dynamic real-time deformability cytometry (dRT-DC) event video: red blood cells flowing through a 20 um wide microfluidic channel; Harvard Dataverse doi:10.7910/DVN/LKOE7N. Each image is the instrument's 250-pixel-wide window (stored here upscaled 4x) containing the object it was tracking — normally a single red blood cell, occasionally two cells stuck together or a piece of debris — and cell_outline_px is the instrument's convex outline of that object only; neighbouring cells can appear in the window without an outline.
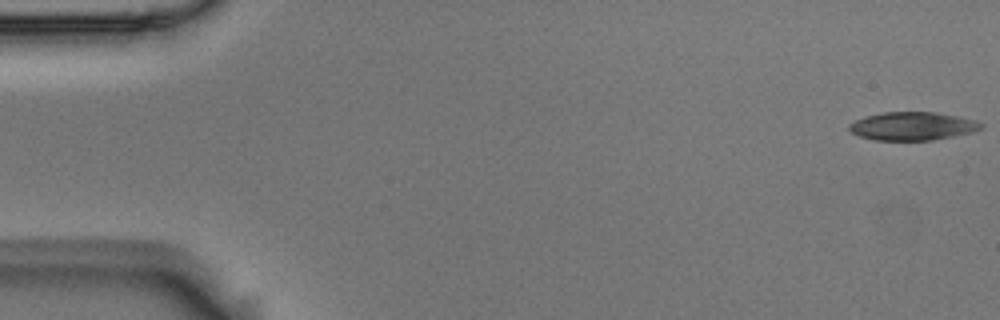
{"species": "Egyptian fruit bat (a non-hibernating species)", "species_latin": "Rousettus aegyptiacus", "temperature_condition": "room temperature", "stored_images_in_passage": 5, "camera_frame_rate_fps": 3000, "um_per_image_px": 0.085, "animal": {"sex": "male"}, "frame": {"image": 1, "passage_image": 1, "time_ms": 0.0, "image_size_px": [1000, 320], "cell_outline_px": [[984, 128], [972, 132], [932, 140], [872, 140], [860, 136], [852, 132], [848, 128], [848, 124], [864, 116], [884, 112], [936, 112], [960, 116], [976, 120], [984, 124]], "centroid_in_image_um": [77.58, 10.71], "position_along_channel_um": 7.4, "area_um2": 21.85}}
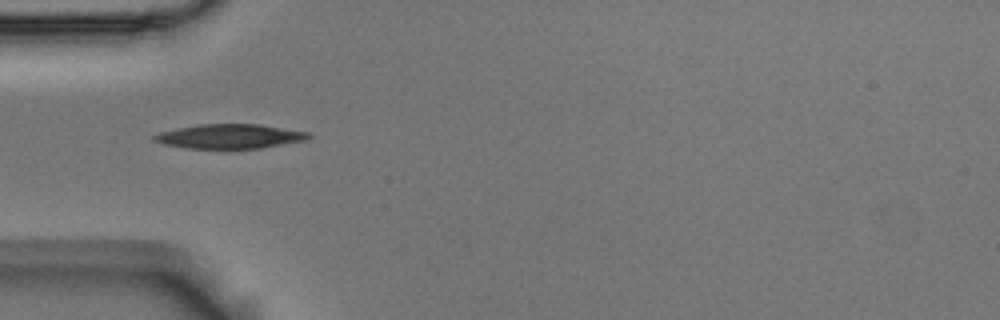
{"frame": {"image": 2, "passage_image": 5, "time_ms": 1.333, "image_size_px": [1000, 320], "cell_outline_px": [[312, 136], [308, 140], [260, 148], [188, 148], [164, 144], [152, 140], [152, 136], [160, 132], [176, 128], [200, 124], [260, 124], [308, 132]], "centroid_in_image_um": [19.54, 11.58], "position_along_channel_um": 65.5, "area_um2": 21.91}}